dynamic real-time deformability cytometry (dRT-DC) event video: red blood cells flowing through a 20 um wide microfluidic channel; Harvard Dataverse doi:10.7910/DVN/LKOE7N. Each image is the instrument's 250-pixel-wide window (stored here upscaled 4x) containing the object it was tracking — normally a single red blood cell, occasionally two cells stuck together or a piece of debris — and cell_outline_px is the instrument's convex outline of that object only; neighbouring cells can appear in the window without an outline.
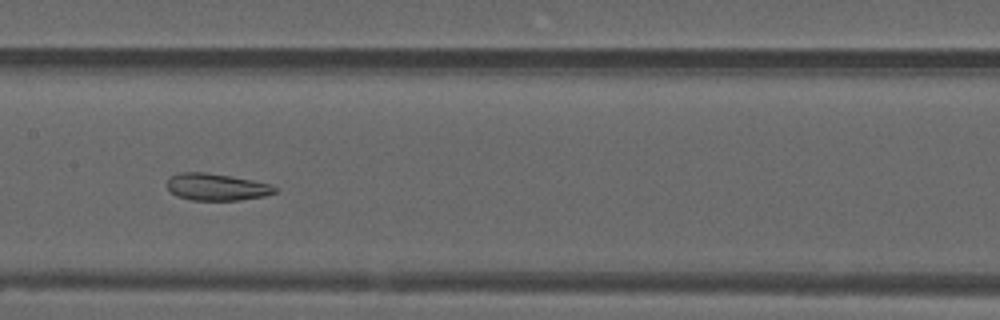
{"species": "common noctule bat (a hibernating species)", "species_latin": "Nyctalus noctula", "temperature_condition": "warm", "stored_images_in_passage": 53, "camera_frame_rate_fps": 3000, "um_per_image_px": 0.085, "animal": {"sex": "male", "forearm_length_mm": 52.5}, "frame": {"image": 1, "passage_image": 26, "time_ms": 8.333, "image_size_px": [1000, 320], "cell_outline_px": [[280, 188], [276, 192], [264, 196], [240, 200], [192, 200], [176, 196], [168, 188], [168, 180], [172, 176], [180, 172], [204, 172], [252, 180], [268, 184]], "centroid_in_image_um": [18.42, 15.9], "position_along_channel_um": 189.0, "area_um2": 16.76}}
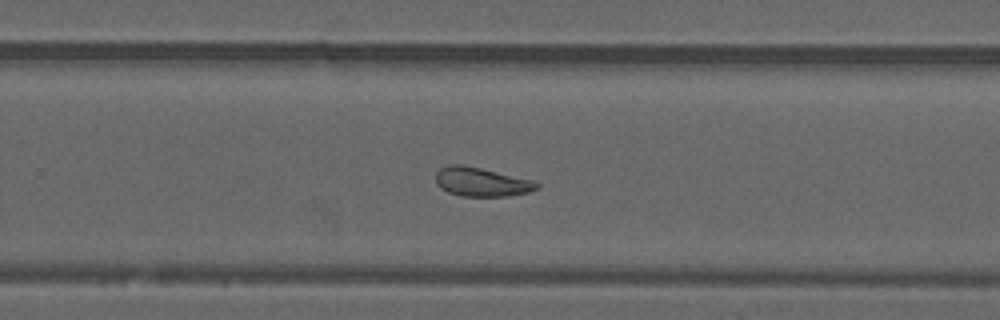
{"frame": {"image": 2, "passage_image": 34, "time_ms": 11.0, "image_size_px": [1000, 320], "cell_outline_px": [[540, 188], [528, 192], [508, 196], [460, 196], [448, 192], [440, 188], [436, 184], [436, 172], [440, 168], [448, 164], [460, 164], [480, 168], [532, 180], [540, 184]], "centroid_in_image_um": [40.9, 15.47], "position_along_channel_um": 288.9, "area_um2": 17.05}}
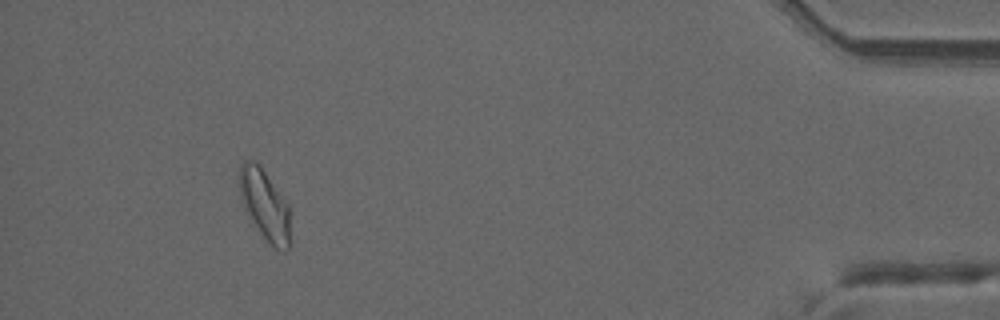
{"frame": {"image": 3, "passage_image": 49, "time_ms": 16.0, "image_size_px": [1000, 320], "cell_outline_px": [[288, 248], [284, 252], [272, 248], [268, 244], [248, 216], [240, 200], [240, 164], [244, 160], [252, 160], [260, 164], [288, 204]], "centroid_in_image_um": [22.47, 17.41], "position_along_channel_um": 412.7, "area_um2": 20.75}, "authors_computed_cell_mechanics": {"area_um2": 19.5364, "velocity_mm_per_s": 3.7731, "shape_relaxation_time_tau1_ms": null, "shape_relaxation_time_tau2_ms": 2.4662, "deformation_change_tau1": null, "deformation_change_tau2": 0.1023}}